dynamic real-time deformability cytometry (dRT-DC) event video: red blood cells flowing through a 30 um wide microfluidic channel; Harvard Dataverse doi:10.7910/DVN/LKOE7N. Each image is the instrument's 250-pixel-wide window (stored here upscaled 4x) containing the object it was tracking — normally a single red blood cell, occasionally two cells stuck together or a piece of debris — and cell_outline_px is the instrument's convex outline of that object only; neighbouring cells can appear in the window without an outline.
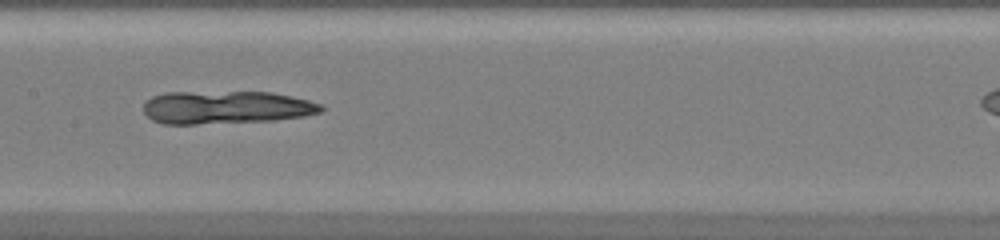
{"species": "common noctule bat (a hibernating species)", "species_latin": "Nyctalus noctula", "temperature_condition": "warm", "stored_images_in_passage": 42, "camera_frame_rate_fps": 3000, "um_per_image_px": 0.085, "animal": {"sex": "female", "body_mass_g": 20.0, "forearm_length_mm": 54.0}, "frame": {"image": 1, "passage_image": 23, "time_ms": 7.333, "image_size_px": [1000, 240], "cell_outline_px": [[324, 108], [320, 112], [304, 116], [276, 120], [196, 124], [164, 124], [152, 120], [144, 112], [144, 104], [152, 96], [168, 92], [268, 92], [308, 100], [320, 104]], "centroid_in_image_um": [19.19, 9.13], "position_along_channel_um": 188.2, "area_um2": 33.93}}
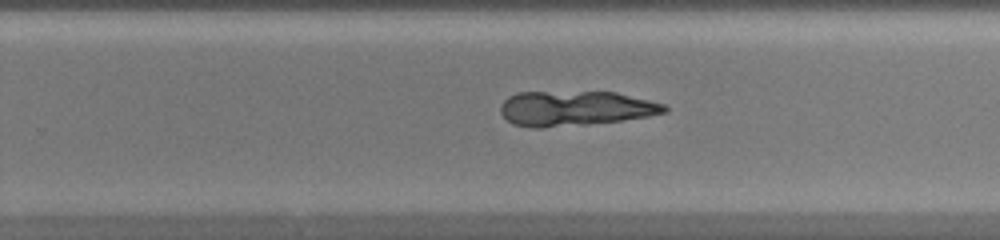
{"frame": {"image": 2, "passage_image": 30, "time_ms": 9.667, "image_size_px": [1000, 240], "cell_outline_px": [[668, 112], [648, 116], [620, 120], [588, 124], [540, 128], [532, 128], [512, 124], [500, 112], [500, 104], [508, 96], [516, 92], [616, 92], [664, 104], [668, 108]], "centroid_in_image_um": [48.85, 9.21], "position_along_channel_um": 280.9, "area_um2": 33.35}}
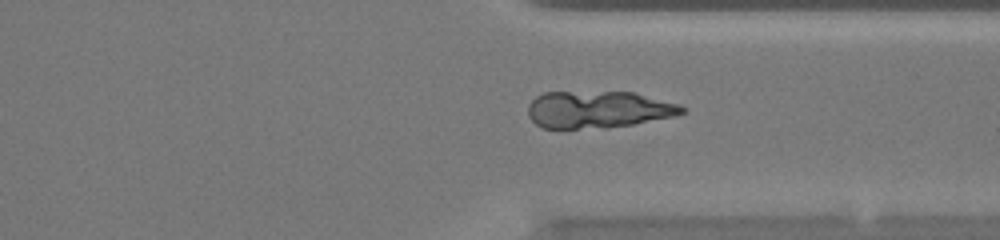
{"frame": {"image": 3, "passage_image": 36, "time_ms": 11.667, "image_size_px": [1000, 240], "cell_outline_px": [[684, 112], [672, 116], [632, 124], [604, 128], [544, 128], [536, 124], [528, 116], [528, 104], [536, 96], [544, 92], [636, 92], [680, 104], [684, 108]], "centroid_in_image_um": [50.82, 9.3], "position_along_channel_um": 360.6, "area_um2": 33.18}}